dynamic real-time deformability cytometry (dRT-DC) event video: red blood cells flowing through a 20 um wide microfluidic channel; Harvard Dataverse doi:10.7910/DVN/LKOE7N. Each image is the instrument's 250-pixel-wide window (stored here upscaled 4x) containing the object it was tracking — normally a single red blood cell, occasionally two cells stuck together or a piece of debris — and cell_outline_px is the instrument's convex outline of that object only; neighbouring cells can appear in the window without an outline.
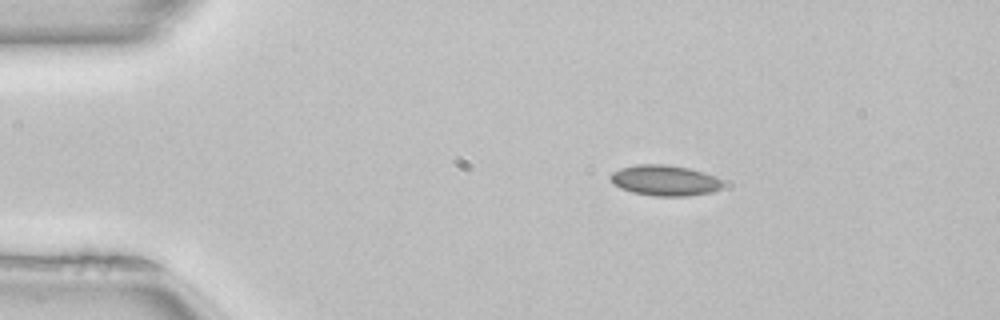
{"species": "common noctule bat (a hibernating species)", "species_latin": "Nyctalus noctula", "temperature_condition": "room temperature", "stored_images_in_passage": 50, "camera_frame_rate_fps": 3000, "um_per_image_px": 0.085, "animal": {"sex": "female", "body_mass_g": 22.7, "forearm_length_mm": 54.2}, "frame": {"image": 1, "passage_image": 8, "time_ms": 2.333, "image_size_px": [1000, 320], "cell_outline_px": [[720, 188], [712, 192], [688, 196], [656, 196], [632, 192], [620, 188], [612, 184], [608, 176], [612, 172], [620, 168], [636, 164], [668, 164], [688, 168], [704, 172], [720, 180]], "centroid_in_image_um": [56.42, 15.33], "position_along_channel_um": 28.6, "area_um2": 20.06}}
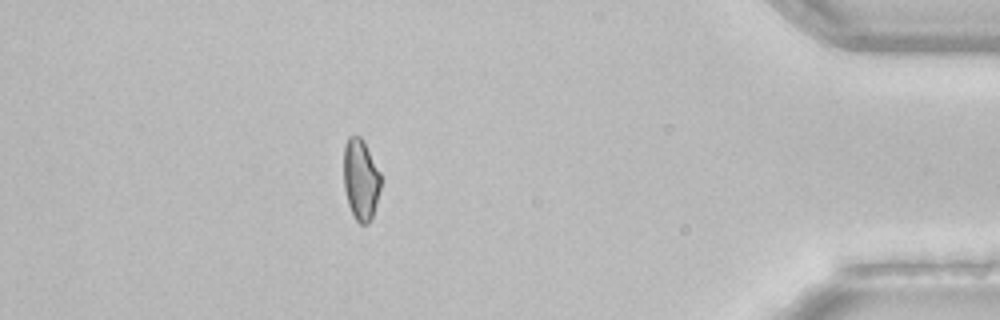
{"frame": {"image": 2, "passage_image": 44, "time_ms": 14.333, "image_size_px": [1000, 320], "cell_outline_px": [[380, 188], [376, 204], [372, 216], [368, 224], [360, 224], [356, 220], [348, 204], [344, 188], [344, 144], [348, 136], [360, 136], [364, 140], [380, 172]], "centroid_in_image_um": [30.65, 15.23], "position_along_channel_um": 404.5, "area_um2": 17.51}, "authors_computed_cell_mechanics": {"area_um2": 18.6405, "velocity_mm_per_s": 4.026, "shape_relaxation_time_tau1_ms": null, "shape_relaxation_time_tau2_ms": 2.4617, "deformation_change_tau1": null, "deformation_change_tau2": 0.0822}}